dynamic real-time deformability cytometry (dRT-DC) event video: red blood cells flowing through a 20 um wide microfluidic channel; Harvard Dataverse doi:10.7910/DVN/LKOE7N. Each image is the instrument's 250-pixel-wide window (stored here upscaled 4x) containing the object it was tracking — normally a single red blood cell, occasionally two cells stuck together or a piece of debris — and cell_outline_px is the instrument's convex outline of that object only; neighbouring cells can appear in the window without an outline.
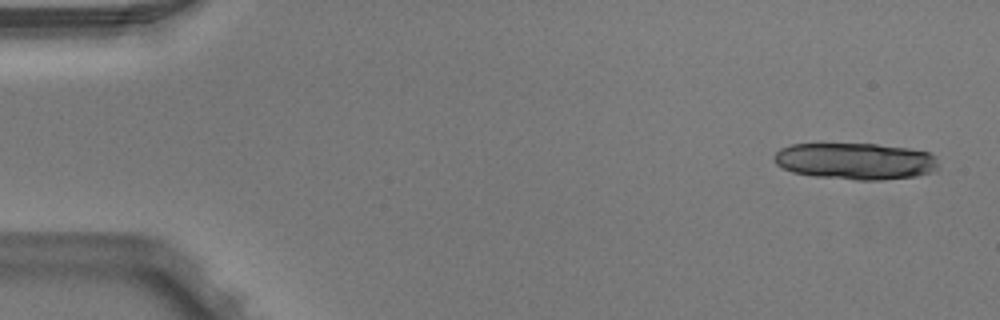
{"species": "Egyptian fruit bat (a non-hibernating species)", "species_latin": "Rousettus aegyptiacus", "temperature_condition": "warm", "stored_images_in_passage": 4, "camera_frame_rate_fps": 3000, "um_per_image_px": 0.085, "animal": {"sex": "male"}, "frame": {"image": 1, "passage_image": 1, "time_ms": 0.0, "image_size_px": [1000, 320], "cell_outline_px": [[940, 168], [936, 172], [916, 176], [884, 180], [856, 180], [812, 176], [792, 172], [776, 164], [772, 156], [780, 148], [792, 144], [876, 144], [908, 148], [928, 152], [936, 156]], "centroid_in_image_um": [72.75, 13.71], "position_along_channel_um": 12.2, "area_um2": 35.55}}